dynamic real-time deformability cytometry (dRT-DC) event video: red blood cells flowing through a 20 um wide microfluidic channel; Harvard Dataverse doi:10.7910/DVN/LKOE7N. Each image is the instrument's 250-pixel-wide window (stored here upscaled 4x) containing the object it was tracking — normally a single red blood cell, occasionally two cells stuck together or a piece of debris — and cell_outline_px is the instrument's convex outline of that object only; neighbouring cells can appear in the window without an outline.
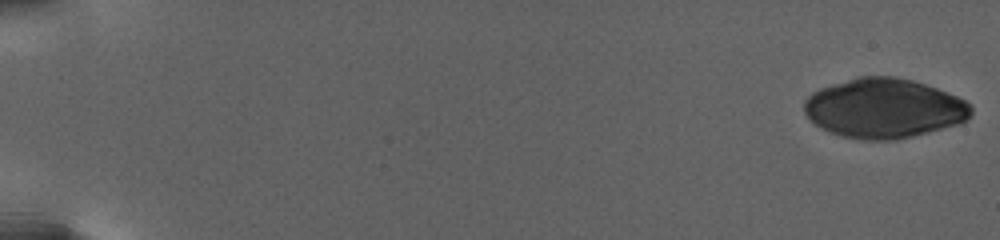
{"species": "human", "species_latin": "Homo sapiens", "temperature_condition": "warm", "stored_images_in_passage": 37, "camera_frame_rate_fps": 3000, "um_per_image_px": 0.085, "donor": {"sex": "female"}, "frame": {"image": 1, "passage_image": 1, "time_ms": 0.0, "image_size_px": [1000, 240], "cell_outline_px": [[972, 112], [968, 120], [960, 124], [896, 140], [860, 140], [840, 136], [816, 124], [804, 112], [804, 100], [812, 92], [820, 88], [860, 76], [892, 76], [912, 80], [936, 88], [956, 96], [972, 104]], "centroid_in_image_um": [75.17, 9.21], "position_along_channel_um": 9.8, "area_um2": 57.86}}